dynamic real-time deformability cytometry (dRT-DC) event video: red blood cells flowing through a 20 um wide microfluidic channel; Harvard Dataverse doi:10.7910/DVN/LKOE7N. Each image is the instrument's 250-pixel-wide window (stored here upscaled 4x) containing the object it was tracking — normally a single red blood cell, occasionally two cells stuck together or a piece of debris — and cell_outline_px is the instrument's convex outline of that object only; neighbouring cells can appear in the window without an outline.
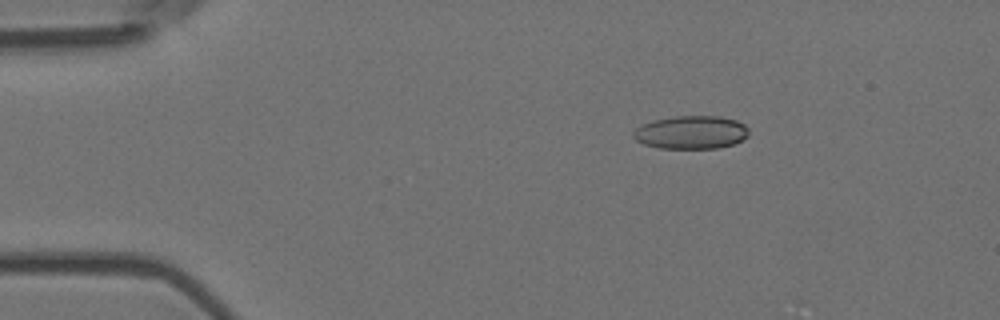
{"species": "Egyptian fruit bat (a non-hibernating species)", "species_latin": "Rousettus aegyptiacus", "temperature_condition": "room temperature", "stored_images_in_passage": 4, "camera_frame_rate_fps": 3000, "um_per_image_px": 0.085, "animal": {"sex": "female"}, "frame": {"image": 1, "passage_image": 2, "time_ms": 0.333, "image_size_px": [1000, 320], "cell_outline_px": [[748, 136], [744, 140], [732, 144], [716, 148], [660, 148], [644, 144], [636, 140], [632, 136], [632, 132], [640, 124], [652, 120], [676, 116], [720, 116], [736, 120], [744, 124], [748, 128]], "centroid_in_image_um": [58.73, 11.24], "position_along_channel_um": 26.3, "area_um2": 22.48}}